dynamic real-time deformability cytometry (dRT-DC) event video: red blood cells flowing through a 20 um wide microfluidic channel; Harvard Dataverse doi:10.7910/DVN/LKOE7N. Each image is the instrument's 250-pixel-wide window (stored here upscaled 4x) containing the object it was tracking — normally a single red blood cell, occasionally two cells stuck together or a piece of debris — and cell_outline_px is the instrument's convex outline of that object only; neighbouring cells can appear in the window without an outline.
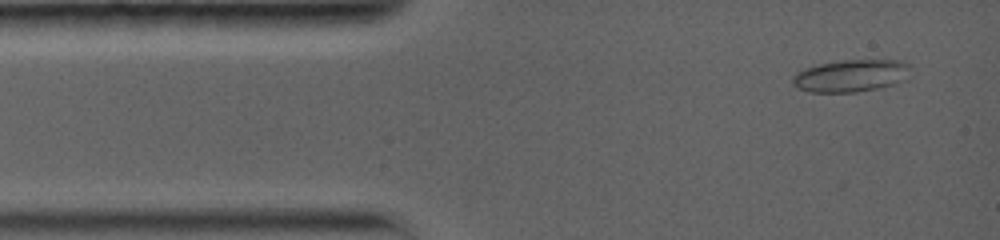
{"species": "common noctule bat (a hibernating species)", "species_latin": "Nyctalus noctula", "temperature_condition": "warm", "stored_images_in_passage": 9, "camera_frame_rate_fps": 5000, "um_per_image_px": 0.085, "animal": {"sex": "female", "body_mass_g": 19.0, "forearm_length_mm": 56.7}, "frame": {"image": 1, "passage_image": 1, "time_ms": 0.0, "image_size_px": [1000, 240], "cell_outline_px": [[908, 64], [904, 80], [892, 84], [876, 88], [856, 92], [812, 92], [796, 88], [792, 84], [792, 76], [796, 72], [804, 68], [820, 64], [844, 60], [904, 60]], "centroid_in_image_um": [72.25, 6.43], "position_along_channel_um": 12.8, "area_um2": 21.91}}
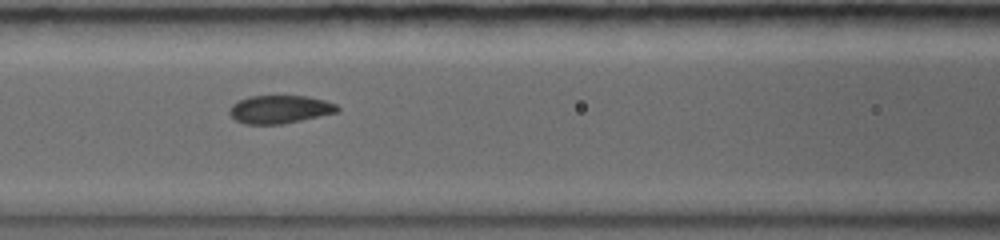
{"frame": {"image": 2, "passage_image": 6, "time_ms": 4.8, "image_size_px": [1000, 240], "cell_outline_px": [[340, 108], [336, 112], [284, 124], [244, 124], [236, 120], [228, 112], [228, 108], [236, 100], [248, 96], [308, 96], [324, 100], [336, 104]], "centroid_in_image_um": [23.73, 9.29], "position_along_channel_um": 142.9, "area_um2": 17.74}}
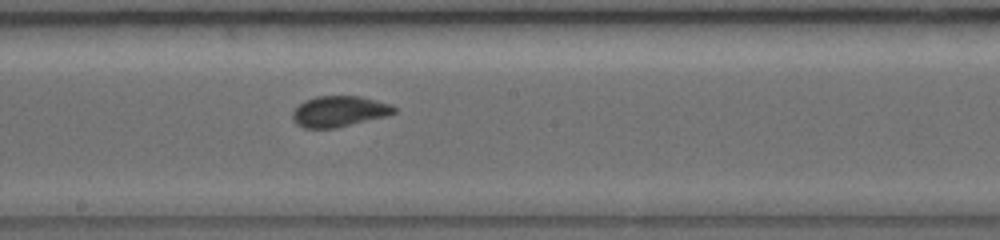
{"frame": {"image": 3, "passage_image": 8, "time_ms": 6.8, "image_size_px": [1000, 240], "cell_outline_px": [[396, 112], [388, 116], [336, 128], [304, 128], [296, 124], [292, 120], [292, 112], [304, 100], [316, 96], [360, 96], [392, 104], [396, 108]], "centroid_in_image_um": [28.84, 9.47], "position_along_channel_um": 219.4, "area_um2": 18.44}}